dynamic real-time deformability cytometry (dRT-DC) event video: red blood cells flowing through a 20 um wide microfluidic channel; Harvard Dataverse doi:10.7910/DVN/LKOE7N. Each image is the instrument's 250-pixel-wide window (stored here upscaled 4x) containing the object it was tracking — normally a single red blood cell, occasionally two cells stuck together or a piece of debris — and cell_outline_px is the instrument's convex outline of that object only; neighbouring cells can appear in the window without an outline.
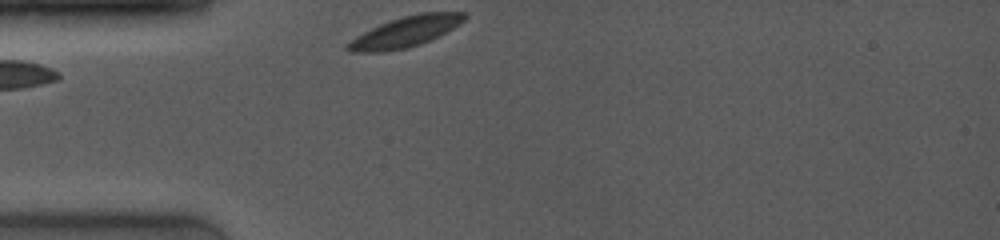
{"species": "common noctule bat (a hibernating species)", "species_latin": "Nyctalus noctula", "temperature_condition": "room temperature", "stored_images_in_passage": 50, "camera_frame_rate_fps": 4000, "um_per_image_px": 0.085, "animal": {"sex": "female", "body_mass_g": 19.0, "forearm_length_mm": 53.3}, "frame": {"image": 1, "passage_image": 1, "time_ms": 0.0, "image_size_px": [1000, 240], "cell_outline_px": [[468, 16], [464, 20], [452, 28], [420, 44], [408, 48], [380, 52], [348, 52], [344, 48], [344, 44], [356, 36], [380, 24], [404, 16], [420, 12], [464, 12]], "centroid_in_image_um": [34.4, 2.71], "position_along_channel_um": 50.6, "area_um2": 20.52}}
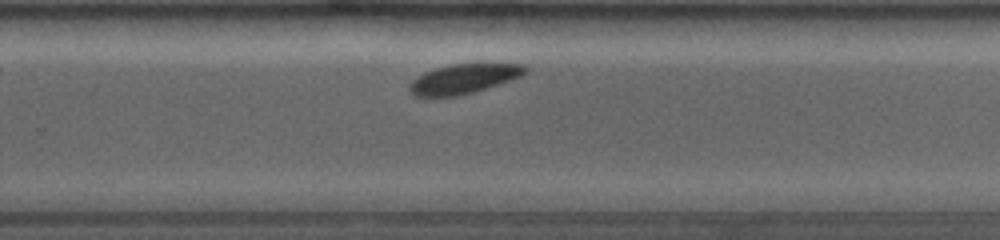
{"frame": {"image": 2, "passage_image": 40, "time_ms": 6.5, "image_size_px": [1000, 240], "cell_outline_px": [[528, 72], [520, 76], [472, 92], [456, 96], [416, 96], [408, 88], [408, 84], [416, 76], [424, 72], [448, 64], [524, 64], [528, 68]], "centroid_in_image_um": [39.37, 6.68], "position_along_channel_um": 290.4, "area_um2": 19.59}}
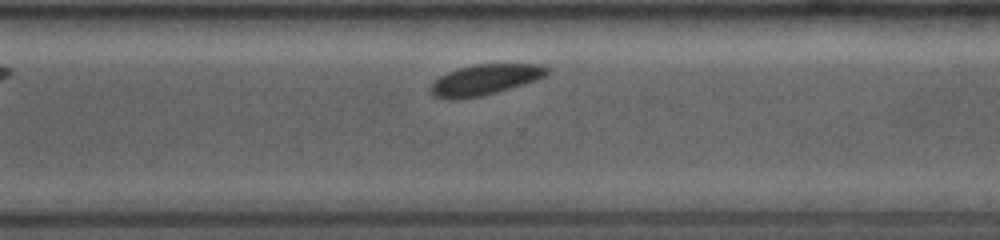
{"frame": {"image": 3, "passage_image": 45, "time_ms": 7.5, "image_size_px": [1000, 240], "cell_outline_px": [[548, 72], [544, 76], [536, 80], [496, 92], [480, 96], [460, 100], [448, 100], [432, 96], [432, 84], [440, 76], [448, 72], [460, 68], [476, 64], [540, 64], [548, 68]], "centroid_in_image_um": [41.2, 6.79], "position_along_channel_um": 329.4, "area_um2": 20.52}}